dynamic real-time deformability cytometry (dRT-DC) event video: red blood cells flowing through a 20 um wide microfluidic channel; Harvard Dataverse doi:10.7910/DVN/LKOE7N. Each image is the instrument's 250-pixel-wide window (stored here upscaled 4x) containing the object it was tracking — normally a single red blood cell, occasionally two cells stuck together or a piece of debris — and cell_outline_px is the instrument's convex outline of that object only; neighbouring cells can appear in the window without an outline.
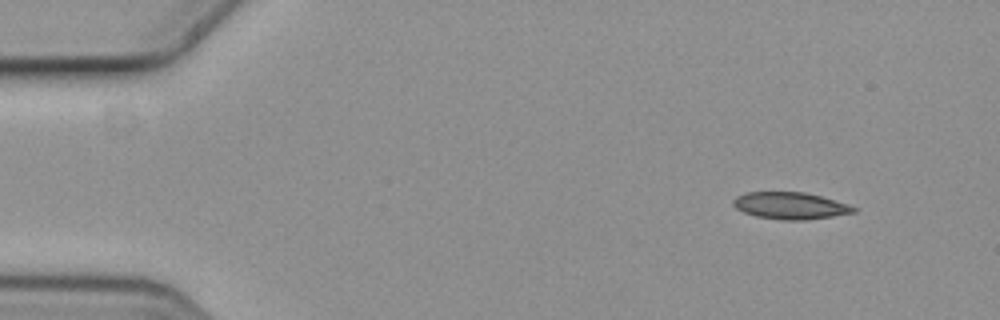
{"species": "common noctule bat (a hibernating species)", "species_latin": "Nyctalus noctula", "temperature_condition": "cold", "stored_images_in_passage": 5, "camera_frame_rate_fps": 3000, "um_per_image_px": 0.085, "animal": {"sex": "female", "body_mass_g": 19.3, "forearm_length_mm": 54.1}, "frame": {"image": 1, "passage_image": 1, "time_ms": 0.0, "image_size_px": [1000, 320], "cell_outline_px": [[856, 212], [832, 216], [804, 220], [780, 220], [756, 216], [744, 212], [736, 208], [732, 204], [732, 200], [736, 196], [744, 192], [804, 192], [820, 196], [848, 204], [856, 208]], "centroid_in_image_um": [67.13, 17.48], "position_along_channel_um": 17.9, "area_um2": 18.84}}
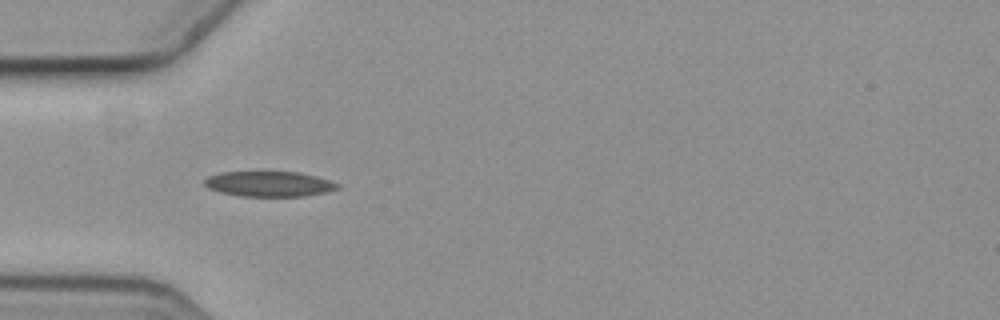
{"frame": {"image": 2, "passage_image": 4, "time_ms": 1.0, "image_size_px": [1000, 320], "cell_outline_px": [[340, 188], [328, 192], [304, 196], [240, 196], [220, 192], [208, 188], [204, 184], [204, 180], [208, 176], [220, 172], [300, 172], [316, 176], [340, 184]], "centroid_in_image_um": [22.89, 15.63], "position_along_channel_um": 62.1, "area_um2": 19.65}}
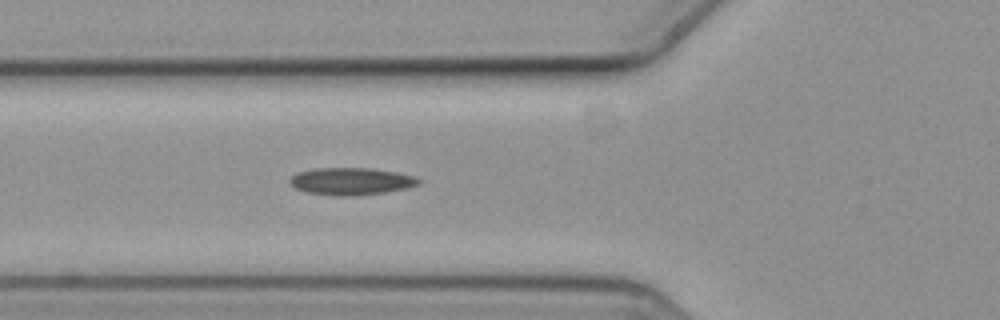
{"frame": {"image": 3, "passage_image": 5, "time_ms": 1.333, "image_size_px": [1000, 320], "cell_outline_px": [[424, 180], [420, 184], [408, 188], [384, 192], [356, 196], [332, 196], [304, 192], [296, 188], [288, 180], [296, 172], [316, 168], [372, 168], [396, 172], [416, 176]], "centroid_in_image_um": [29.88, 15.41], "position_along_channel_um": 95.9, "area_um2": 20.81}}